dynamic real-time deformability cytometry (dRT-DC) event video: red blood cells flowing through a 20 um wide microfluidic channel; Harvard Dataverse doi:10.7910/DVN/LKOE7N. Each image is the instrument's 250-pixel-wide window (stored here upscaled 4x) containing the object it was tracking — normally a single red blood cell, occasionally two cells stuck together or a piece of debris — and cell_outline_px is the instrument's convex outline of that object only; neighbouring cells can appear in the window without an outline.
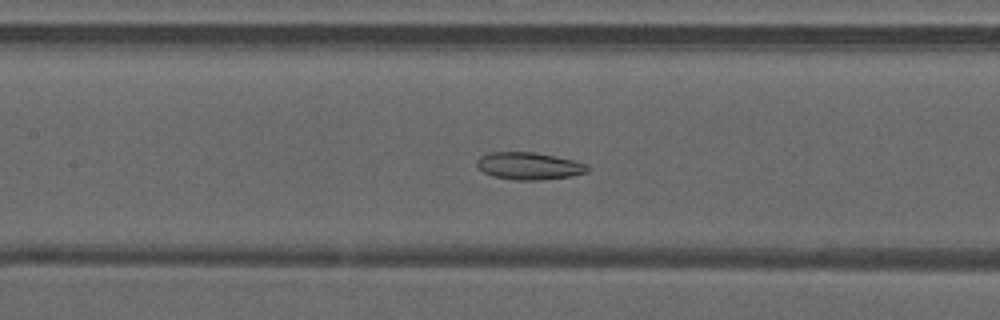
{"species": "common noctule bat (a hibernating species)", "species_latin": "Nyctalus noctula", "temperature_condition": "warm", "stored_images_in_passage": 49, "camera_frame_rate_fps": 3000, "um_per_image_px": 0.085, "animal": {"sex": "male", "forearm_length_mm": 52.5}, "frame": {"image": 1, "passage_image": 23, "time_ms": 7.333, "image_size_px": [1000, 320], "cell_outline_px": [[588, 172], [572, 176], [540, 180], [516, 180], [492, 176], [484, 172], [476, 164], [476, 160], [480, 156], [488, 152], [532, 152], [572, 160], [588, 164]], "centroid_in_image_um": [44.95, 14.11], "position_along_channel_um": 162.5, "area_um2": 17.51}}
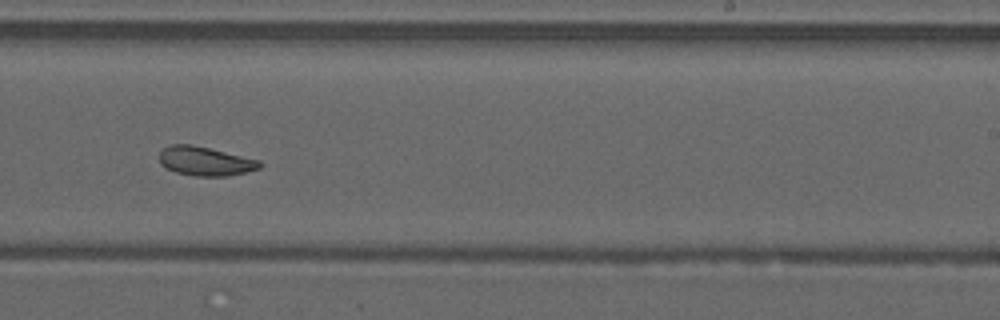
{"frame": {"image": 2, "passage_image": 31, "time_ms": 10.0, "image_size_px": [1000, 320], "cell_outline_px": [[264, 164], [260, 168], [228, 176], [196, 176], [176, 172], [164, 168], [160, 164], [160, 152], [164, 148], [172, 144], [192, 144], [260, 160]], "centroid_in_image_um": [17.44, 13.7], "position_along_channel_um": 271.6, "area_um2": 16.99}}
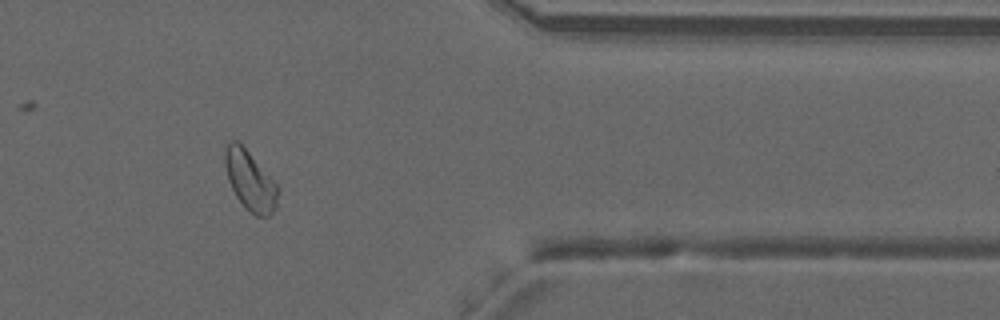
{"frame": {"image": 3, "passage_image": 41, "time_ms": 13.333, "image_size_px": [1000, 320], "cell_outline_px": [[280, 188], [276, 208], [268, 216], [256, 216], [244, 208], [236, 196], [228, 180], [224, 164], [224, 152], [228, 140], [236, 140], [248, 152]], "centroid_in_image_um": [21.25, 15.37], "position_along_channel_um": 390.2, "area_um2": 18.32}, "authors_computed_cell_mechanics": {"area_um2": 19.5942, "velocity_mm_per_s": 4.1185, "shape_relaxation_time_tau1_ms": null, "shape_relaxation_time_tau2_ms": 3.5846, "deformation_change_tau1": null, "deformation_change_tau2": 0.0897}}